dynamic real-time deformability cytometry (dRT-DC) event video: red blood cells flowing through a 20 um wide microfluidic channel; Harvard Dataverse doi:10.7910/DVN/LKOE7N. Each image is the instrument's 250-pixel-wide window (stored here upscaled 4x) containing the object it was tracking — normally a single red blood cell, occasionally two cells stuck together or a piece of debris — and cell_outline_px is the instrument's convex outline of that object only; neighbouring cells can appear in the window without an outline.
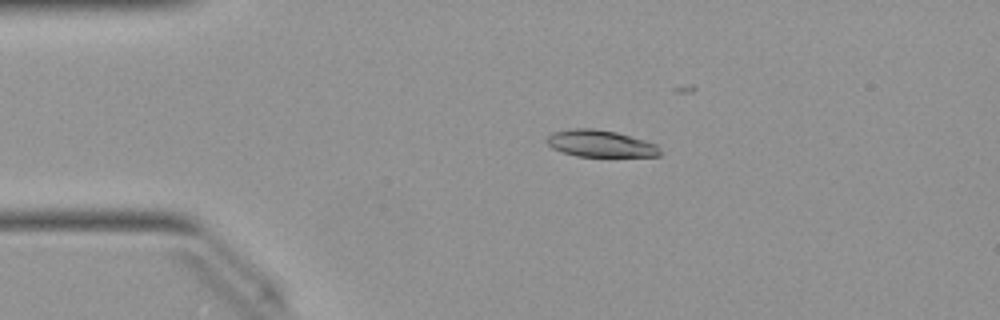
{"species": "Egyptian fruit bat (a non-hibernating species)", "species_latin": "Rousettus aegyptiacus", "temperature_condition": "warm", "stored_images_in_passage": 10, "camera_frame_rate_fps": 3000, "um_per_image_px": 0.085, "animal": {"sex": "female"}, "frame": {"image": 1, "passage_image": 4, "time_ms": 1.0, "image_size_px": [1000, 320], "cell_outline_px": [[660, 156], [576, 156], [560, 152], [552, 148], [544, 140], [552, 132], [572, 128], [592, 128], [616, 132], [644, 140], [656, 144], [660, 148]], "centroid_in_image_um": [50.98, 12.2], "position_along_channel_um": 34.0, "area_um2": 17.74}}